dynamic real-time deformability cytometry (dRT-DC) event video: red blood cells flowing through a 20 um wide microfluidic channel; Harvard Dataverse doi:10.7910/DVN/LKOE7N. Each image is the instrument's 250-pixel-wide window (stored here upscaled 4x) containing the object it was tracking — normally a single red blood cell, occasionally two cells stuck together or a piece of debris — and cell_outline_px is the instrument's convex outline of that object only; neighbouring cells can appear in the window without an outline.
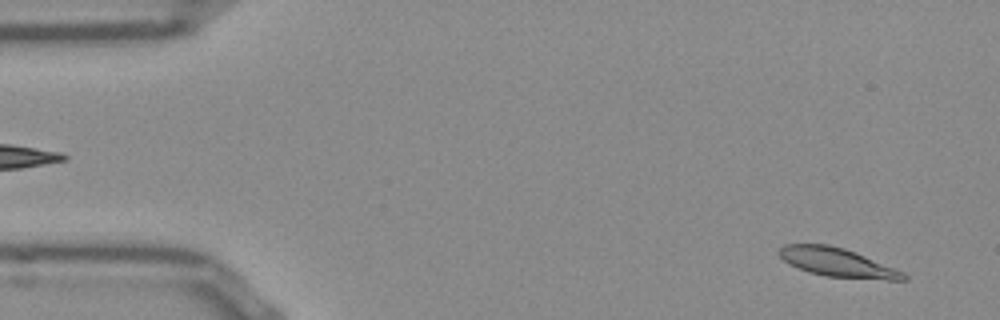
{"species": "Egyptian fruit bat (a non-hibernating species)", "species_latin": "Rousettus aegyptiacus", "temperature_condition": "room temperature", "stored_images_in_passage": 52, "camera_frame_rate_fps": 3000, "um_per_image_px": 0.085, "frame": {"image": 1, "passage_image": 3, "time_ms": 0.667, "image_size_px": [1000, 320], "cell_outline_px": [[908, 280], [888, 280], [824, 276], [808, 272], [784, 260], [776, 252], [784, 244], [828, 244], [844, 248], [856, 252], [904, 272], [908, 276]], "centroid_in_image_um": [71.19, 22.3], "position_along_channel_um": 13.8, "area_um2": 20.81}}
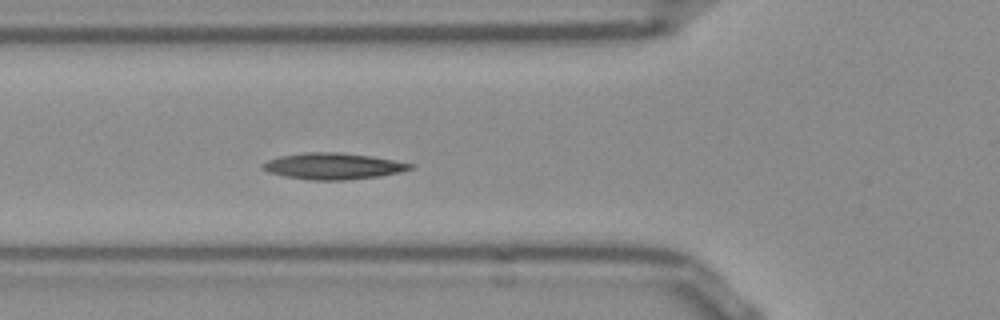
{"frame": {"image": 2, "passage_image": 18, "time_ms": 5.667, "image_size_px": [1000, 320], "cell_outline_px": [[412, 168], [400, 172], [380, 176], [344, 180], [312, 180], [284, 176], [268, 172], [264, 168], [264, 164], [268, 160], [280, 156], [304, 152], [336, 152], [372, 156], [412, 164]], "centroid_in_image_um": [28.31, 14.12], "position_along_channel_um": 97.5, "area_um2": 22.31}}
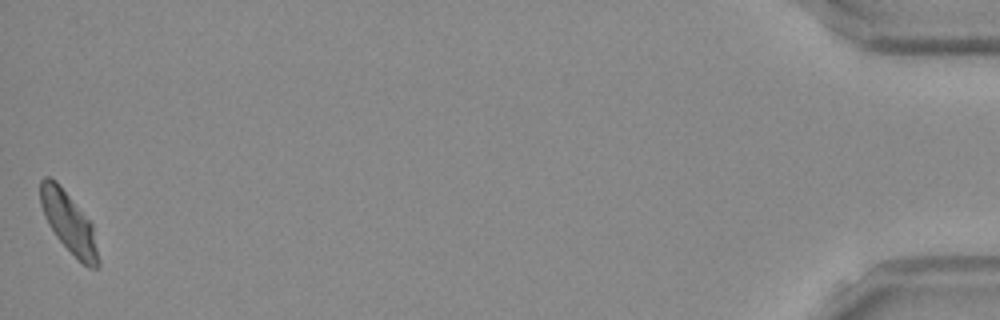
{"frame": {"image": 3, "passage_image": 52, "time_ms": 17.0, "image_size_px": [1000, 320], "cell_outline_px": [[100, 264], [96, 268], [88, 268], [56, 236], [48, 224], [44, 216], [40, 204], [40, 180], [44, 176], [48, 176], [56, 180], [92, 224], [100, 260]], "centroid_in_image_um": [5.83, 18.89], "position_along_channel_um": 429.4, "area_um2": 20.11}, "authors_computed_cell_mechanics": {"area_um2": 20.808, "velocity_mm_per_s": 3.8083, "shape_relaxation_time_tau1_ms": null, "shape_relaxation_time_tau2_ms": 4.3203, "deformation_change_tau1": null, "deformation_change_tau2": 0.1022}}